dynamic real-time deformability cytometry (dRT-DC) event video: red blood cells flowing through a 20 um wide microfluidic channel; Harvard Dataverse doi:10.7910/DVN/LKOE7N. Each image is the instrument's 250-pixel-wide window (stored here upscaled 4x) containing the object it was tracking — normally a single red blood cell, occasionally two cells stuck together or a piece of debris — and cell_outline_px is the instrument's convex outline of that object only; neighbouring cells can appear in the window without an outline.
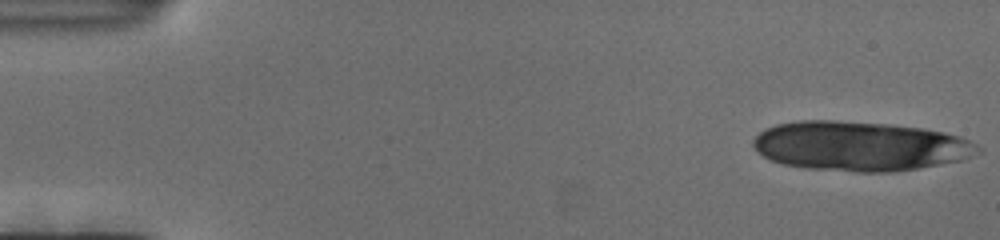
{"species": "human", "species_latin": "Homo sapiens", "temperature_condition": "cold", "stored_images_in_passage": 32, "camera_frame_rate_fps": 3000, "um_per_image_px": 0.085, "donor": {"sex": "female"}, "frame": {"image": 1, "passage_image": 1, "time_ms": 0.0, "image_size_px": [1000, 240], "cell_outline_px": [[980, 152], [960, 160], [896, 172], [856, 172], [804, 168], [784, 164], [772, 160], [756, 152], [752, 144], [752, 140], [764, 128], [776, 124], [800, 120], [836, 120], [888, 124], [924, 128], [944, 132], [960, 136], [976, 144], [980, 148]], "centroid_in_image_um": [73.06, 12.41], "position_along_channel_um": 11.9, "area_um2": 65.03}}